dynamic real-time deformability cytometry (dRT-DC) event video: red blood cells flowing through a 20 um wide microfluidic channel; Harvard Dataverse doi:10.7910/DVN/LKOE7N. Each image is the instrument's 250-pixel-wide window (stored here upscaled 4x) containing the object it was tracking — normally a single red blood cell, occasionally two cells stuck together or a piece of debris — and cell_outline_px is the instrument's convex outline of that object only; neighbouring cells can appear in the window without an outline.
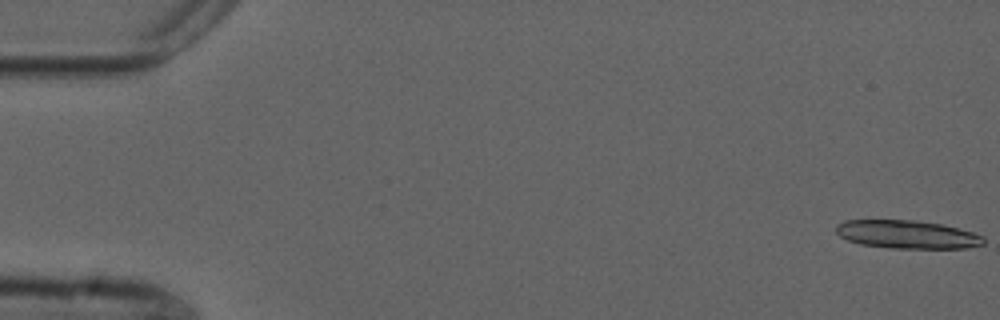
{"species": "common noctule bat (a hibernating species)", "species_latin": "Nyctalus noctula", "temperature_condition": "cold", "stored_images_in_passage": 46, "camera_frame_rate_fps": 3000, "um_per_image_px": 0.085, "animal": {"sex": "male", "forearm_length_mm": 52.5}, "frame": {"image": 1, "passage_image": 1, "time_ms": 0.0, "image_size_px": [1000, 320], "cell_outline_px": [[984, 244], [968, 248], [892, 248], [860, 244], [848, 240], [840, 236], [836, 232], [836, 224], [844, 220], [912, 220], [944, 224], [972, 232], [984, 236]], "centroid_in_image_um": [77.11, 19.92], "position_along_channel_um": 7.9, "area_um2": 24.33}}
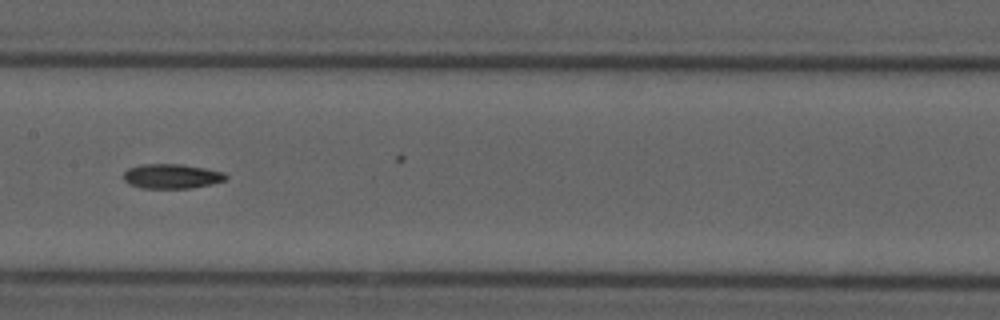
{"frame": {"image": 2, "passage_image": 28, "time_ms": 9.0, "image_size_px": [1000, 320], "cell_outline_px": [[228, 176], [224, 180], [212, 184], [192, 188], [140, 188], [128, 184], [124, 180], [124, 172], [128, 168], [140, 164], [180, 164], [204, 168], [224, 172]], "centroid_in_image_um": [14.57, 14.98], "position_along_channel_um": 192.8, "area_um2": 14.74}}
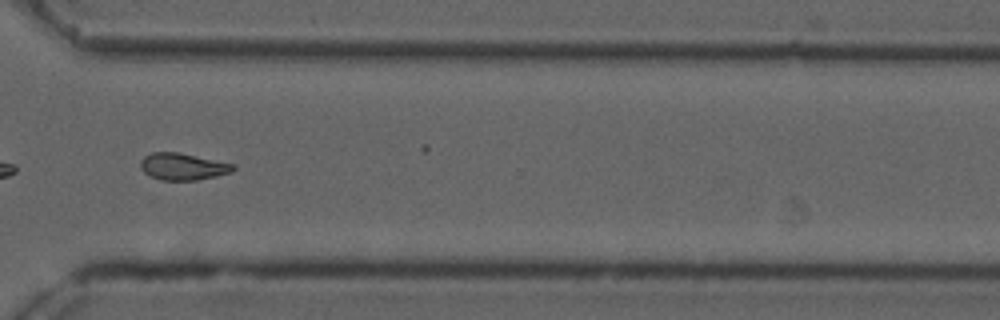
{"frame": {"image": 3, "passage_image": 41, "time_ms": 13.333, "image_size_px": [1000, 320], "cell_outline_px": [[236, 168], [232, 172], [216, 176], [196, 180], [160, 180], [148, 176], [140, 168], [140, 160], [144, 156], [152, 152], [176, 152], [236, 164]], "centroid_in_image_um": [15.53, 14.16], "position_along_channel_um": 355.1, "area_um2": 14.62}}